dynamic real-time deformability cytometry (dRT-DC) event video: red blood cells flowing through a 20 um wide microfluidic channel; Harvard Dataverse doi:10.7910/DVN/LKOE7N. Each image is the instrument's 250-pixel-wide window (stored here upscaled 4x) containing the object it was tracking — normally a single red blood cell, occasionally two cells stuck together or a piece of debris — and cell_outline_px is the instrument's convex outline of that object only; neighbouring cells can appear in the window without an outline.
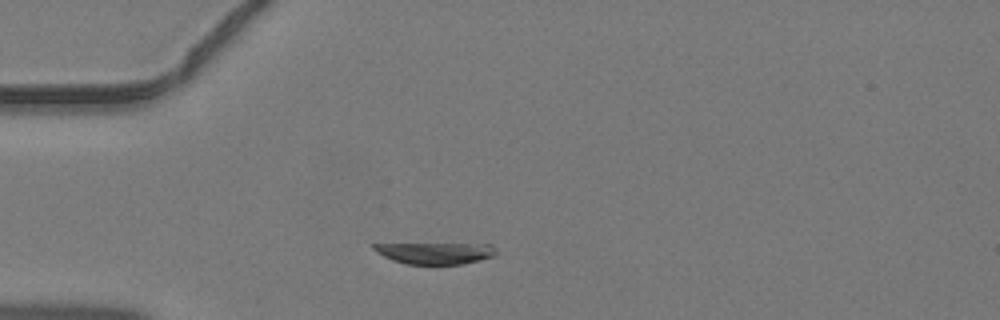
{"species": "common noctule bat (a hibernating species)", "species_latin": "Nyctalus noctula", "temperature_condition": "warm", "stored_images_in_passage": 8, "camera_frame_rate_fps": 3000, "um_per_image_px": 0.085, "animal": {"sex": "male", "body_mass_g": 19.2, "forearm_length_mm": 51.8}, "frame": {"image": 1, "passage_image": 8, "time_ms": 2.333, "image_size_px": [1000, 320], "cell_outline_px": [[496, 252], [492, 256], [460, 264], [404, 264], [392, 260], [376, 252], [372, 248], [372, 244], [492, 244], [496, 248]], "centroid_in_image_um": [36.97, 21.5], "position_along_channel_um": 48.0, "area_um2": 15.14}}